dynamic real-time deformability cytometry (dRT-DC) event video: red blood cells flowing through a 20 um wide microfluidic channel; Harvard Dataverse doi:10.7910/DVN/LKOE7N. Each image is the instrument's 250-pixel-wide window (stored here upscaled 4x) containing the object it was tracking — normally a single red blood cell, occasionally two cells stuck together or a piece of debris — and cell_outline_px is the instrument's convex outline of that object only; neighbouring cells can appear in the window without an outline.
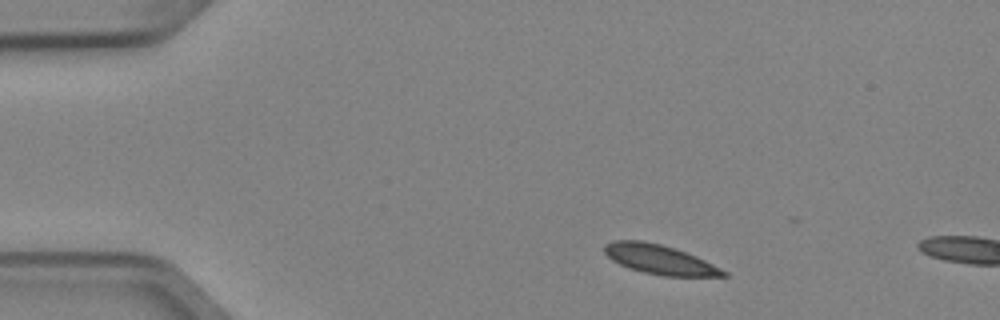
{"species": "Egyptian fruit bat (a non-hibernating species)", "species_latin": "Rousettus aegyptiacus", "temperature_condition": "cold", "stored_images_in_passage": 2, "camera_frame_rate_fps": 3000, "um_per_image_px": 0.085, "animal": {"sex": "female"}, "frame": {"image": 1, "passage_image": 1, "time_ms": 0.0, "image_size_px": [1000, 320], "cell_outline_px": [[728, 276], [664, 276], [644, 272], [628, 268], [612, 260], [604, 252], [604, 244], [612, 240], [640, 240], [660, 244], [676, 248], [696, 256], [728, 272]], "centroid_in_image_um": [56.05, 22.05], "position_along_channel_um": 29.0, "area_um2": 20.35}}